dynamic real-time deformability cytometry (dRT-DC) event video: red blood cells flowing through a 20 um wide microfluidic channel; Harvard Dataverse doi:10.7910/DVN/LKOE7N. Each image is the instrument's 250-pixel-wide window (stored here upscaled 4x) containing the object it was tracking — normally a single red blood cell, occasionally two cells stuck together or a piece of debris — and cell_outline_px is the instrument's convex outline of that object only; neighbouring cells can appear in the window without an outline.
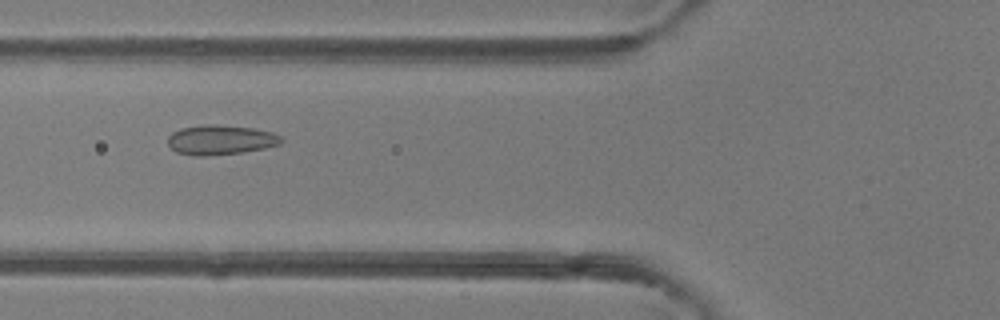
{"species": "common noctule bat (a hibernating species)", "species_latin": "Nyctalus noctula", "temperature_condition": "room temperature", "stored_images_in_passage": 6, "camera_frame_rate_fps": 3000, "um_per_image_px": 0.085, "animal": {"sex": "female"}, "frame": {"image": 1, "passage_image": 6, "time_ms": 1.667, "image_size_px": [1000, 320], "cell_outline_px": [[284, 140], [280, 144], [264, 148], [244, 152], [204, 156], [196, 156], [176, 152], [168, 144], [168, 136], [172, 132], [180, 128], [204, 124], [216, 124], [252, 128], [272, 132], [280, 136]], "centroid_in_image_um": [18.73, 11.88], "position_along_channel_um": 107.1, "area_um2": 19.71}}